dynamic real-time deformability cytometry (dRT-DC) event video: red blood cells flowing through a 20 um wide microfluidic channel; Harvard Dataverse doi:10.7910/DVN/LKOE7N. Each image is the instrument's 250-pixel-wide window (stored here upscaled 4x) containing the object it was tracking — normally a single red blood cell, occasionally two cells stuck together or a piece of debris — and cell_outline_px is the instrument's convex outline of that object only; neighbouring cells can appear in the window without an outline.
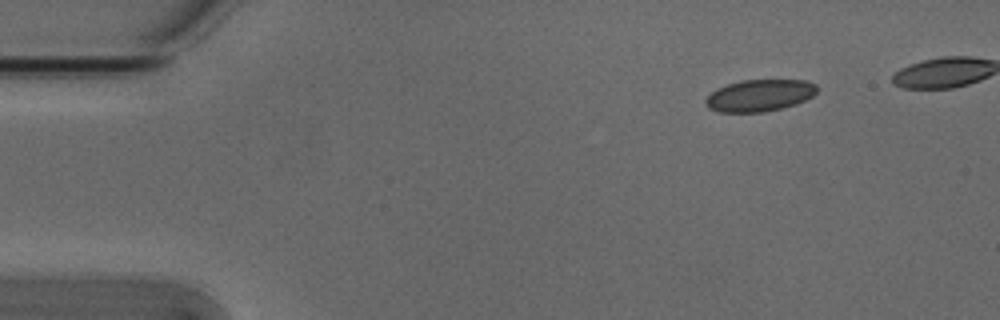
{"species": "Egyptian fruit bat (a non-hibernating species)", "species_latin": "Rousettus aegyptiacus", "temperature_condition": "cold", "stored_images_in_passage": 5, "camera_frame_rate_fps": 3000, "um_per_image_px": 0.085, "animal": {"sex": "male"}, "frame": {"image": 1, "passage_image": 1, "time_ms": 0.0, "image_size_px": [1000, 320], "cell_outline_px": [[816, 92], [812, 96], [796, 104], [764, 112], [720, 112], [708, 108], [704, 104], [704, 100], [716, 88], [740, 80], [804, 80], [816, 84]], "centroid_in_image_um": [64.52, 8.11], "position_along_channel_um": 20.5, "area_um2": 20.63}}